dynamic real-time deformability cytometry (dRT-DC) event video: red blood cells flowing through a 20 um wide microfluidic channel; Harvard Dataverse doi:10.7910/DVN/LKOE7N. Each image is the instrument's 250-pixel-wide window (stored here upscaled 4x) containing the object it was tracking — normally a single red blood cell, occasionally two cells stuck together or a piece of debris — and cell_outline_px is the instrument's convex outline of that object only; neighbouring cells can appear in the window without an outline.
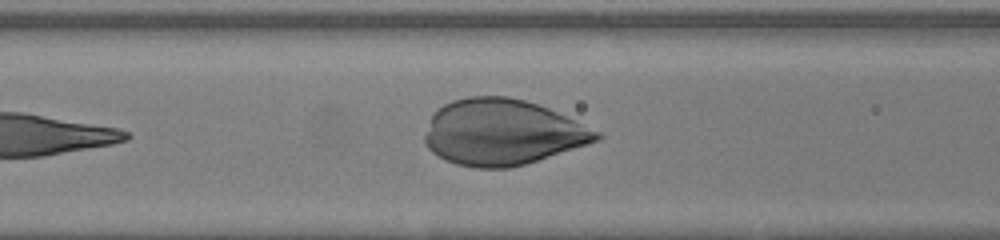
{"species": "human", "species_latin": "Homo sapiens", "temperature_condition": "warm", "stored_images_in_passage": 33, "camera_frame_rate_fps": 3000, "um_per_image_px": 0.085, "donor": {"sex": "female"}, "frame": {"image": 1, "passage_image": 7, "time_ms": 2.0, "image_size_px": [1000, 240], "cell_outline_px": [[604, 136], [600, 140], [588, 144], [524, 164], [508, 168], [476, 168], [456, 164], [444, 160], [432, 152], [424, 144], [424, 136], [432, 116], [444, 104], [452, 100], [468, 96], [508, 96], [524, 100], [548, 108], [600, 132]], "centroid_in_image_um": [42.67, 11.25], "position_along_channel_um": 123.9, "area_um2": 65.55}}
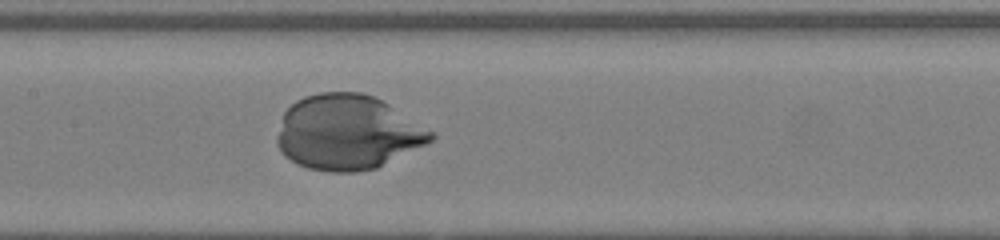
{"frame": {"image": 2, "passage_image": 11, "time_ms": 3.333, "image_size_px": [1000, 240], "cell_outline_px": [[436, 136], [432, 140], [376, 168], [356, 172], [328, 172], [308, 168], [284, 156], [280, 152], [276, 144], [276, 136], [284, 112], [296, 100], [304, 96], [320, 92], [360, 92], [372, 96], [388, 104], [436, 132]], "centroid_in_image_um": [29.52, 11.25], "position_along_channel_um": 177.9, "area_um2": 66.93}}